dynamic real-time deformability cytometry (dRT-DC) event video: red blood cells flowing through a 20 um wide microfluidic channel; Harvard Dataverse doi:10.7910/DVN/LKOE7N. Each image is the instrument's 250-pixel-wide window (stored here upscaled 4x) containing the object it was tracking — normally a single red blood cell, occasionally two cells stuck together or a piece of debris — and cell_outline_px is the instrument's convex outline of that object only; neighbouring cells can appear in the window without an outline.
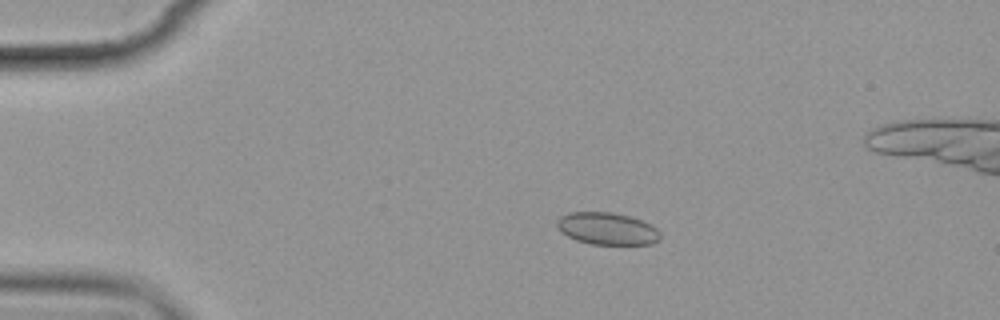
{"species": "common noctule bat (a hibernating species)", "species_latin": "Nyctalus noctula", "temperature_condition": "cold", "stored_images_in_passage": 7, "camera_frame_rate_fps": 3000, "um_per_image_px": 0.085, "animal": {"sex": "female", "body_mass_g": 19.9}, "frame": {"image": 1, "passage_image": 4, "time_ms": 3.667, "image_size_px": [1000, 320], "cell_outline_px": [[660, 240], [652, 244], [592, 244], [576, 240], [560, 232], [556, 228], [556, 220], [560, 216], [568, 212], [612, 212], [628, 216], [640, 220], [656, 228], [660, 232]], "centroid_in_image_um": [51.56, 19.43], "position_along_channel_um": 33.4, "area_um2": 19.42}}
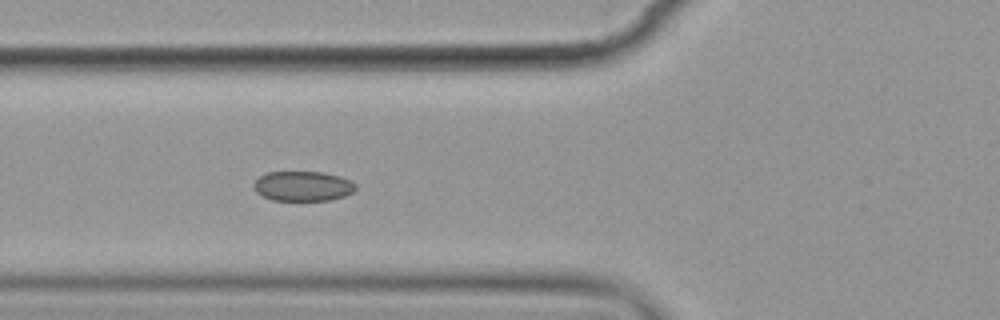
{"frame": {"image": 2, "passage_image": 7, "time_ms": 7.0, "image_size_px": [1000, 320], "cell_outline_px": [[356, 188], [352, 192], [344, 196], [328, 200], [272, 200], [256, 192], [256, 180], [260, 176], [268, 172], [324, 172], [340, 176], [356, 184]], "centroid_in_image_um": [25.77, 15.81], "position_along_channel_um": 100.0, "area_um2": 17.46}}